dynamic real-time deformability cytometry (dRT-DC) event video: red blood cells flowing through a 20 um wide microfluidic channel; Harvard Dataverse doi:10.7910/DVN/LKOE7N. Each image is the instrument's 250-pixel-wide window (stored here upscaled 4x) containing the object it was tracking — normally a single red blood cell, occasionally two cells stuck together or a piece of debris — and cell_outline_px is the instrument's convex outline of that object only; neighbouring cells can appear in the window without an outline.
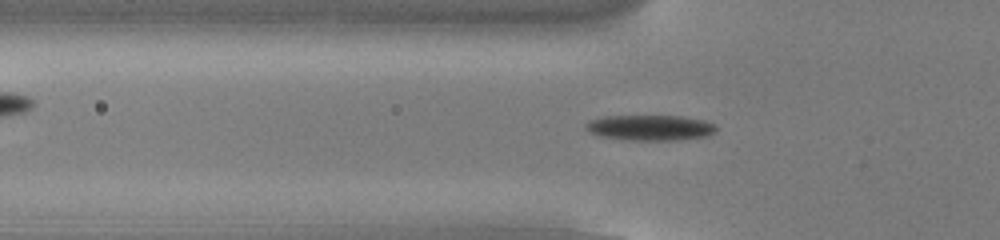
{"species": "common noctule bat (a hibernating species)", "species_latin": "Nyctalus noctula", "temperature_condition": "cold", "stored_images_in_passage": 47, "camera_frame_rate_fps": 3000, "um_per_image_px": 0.085, "animal": {"sex": "male", "body_mass_g": 13.0, "forearm_length_mm": 53.1}, "frame": {"image": 1, "passage_image": 14, "time_ms": 4.333, "image_size_px": [1000, 240], "cell_outline_px": [[716, 132], [708, 136], [680, 140], [632, 140], [600, 136], [584, 128], [584, 124], [588, 120], [600, 116], [680, 116], [704, 120], [716, 124]], "centroid_in_image_um": [55.27, 10.85], "position_along_channel_um": 70.5, "area_um2": 19.54}}
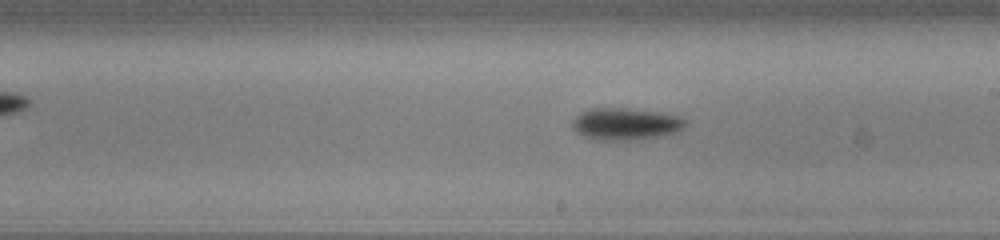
{"frame": {"image": 2, "passage_image": 27, "time_ms": 8.667, "image_size_px": [1000, 240], "cell_outline_px": [[688, 120], [684, 128], [676, 132], [660, 136], [636, 140], [596, 140], [584, 136], [576, 132], [572, 128], [572, 120], [580, 112], [592, 108], [628, 108], [660, 112], [680, 116]], "centroid_in_image_um": [53.19, 10.53], "position_along_channel_um": 235.8, "area_um2": 21.39}}
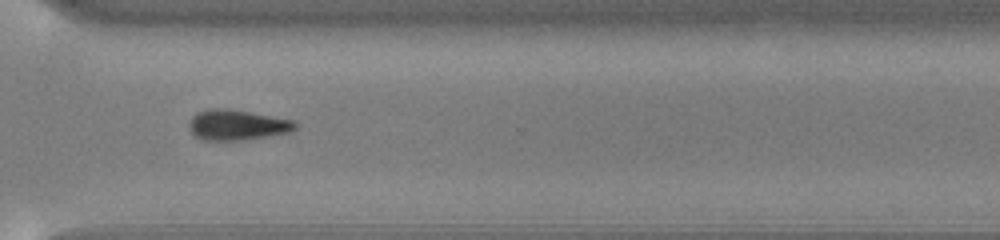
{"frame": {"image": 3, "passage_image": 36, "time_ms": 11.667, "image_size_px": [1000, 240], "cell_outline_px": [[296, 128], [288, 132], [268, 136], [240, 140], [204, 140], [196, 136], [188, 128], [188, 124], [192, 116], [196, 112], [208, 108], [224, 108], [296, 120]], "centroid_in_image_um": [20.12, 10.61], "position_along_channel_um": 350.5, "area_um2": 18.73}}